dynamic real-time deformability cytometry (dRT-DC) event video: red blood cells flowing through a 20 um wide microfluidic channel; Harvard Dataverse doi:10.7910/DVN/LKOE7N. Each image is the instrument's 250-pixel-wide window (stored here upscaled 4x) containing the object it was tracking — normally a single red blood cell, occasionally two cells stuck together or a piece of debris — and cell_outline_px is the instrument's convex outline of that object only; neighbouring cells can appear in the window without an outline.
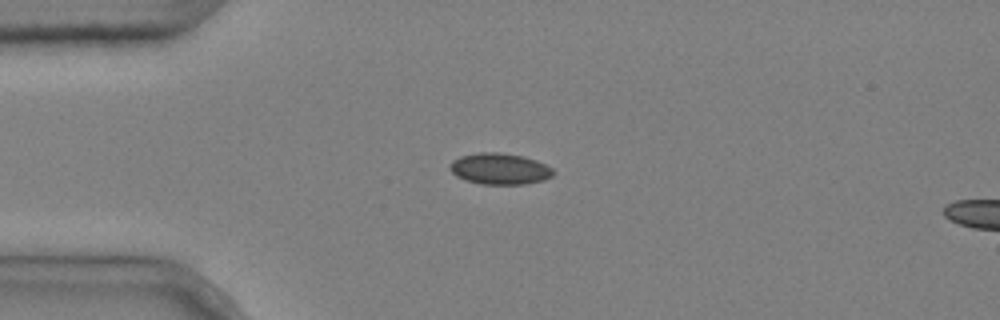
{"species": "common noctule bat (a hibernating species)", "species_latin": "Nyctalus noctula", "temperature_condition": "cold", "stored_images_in_passage": 9, "camera_frame_rate_fps": 3000, "um_per_image_px": 0.085, "animal": {"sex": "male", "body_mass_g": 20.4}, "frame": {"image": 1, "passage_image": 2, "time_ms": 0.333, "image_size_px": [1000, 320], "cell_outline_px": [[556, 172], [552, 176], [544, 180], [524, 184], [480, 184], [456, 176], [448, 168], [452, 160], [460, 156], [480, 152], [500, 152], [524, 156], [536, 160], [552, 168]], "centroid_in_image_um": [42.48, 14.34], "position_along_channel_um": 42.5, "area_um2": 18.9}}
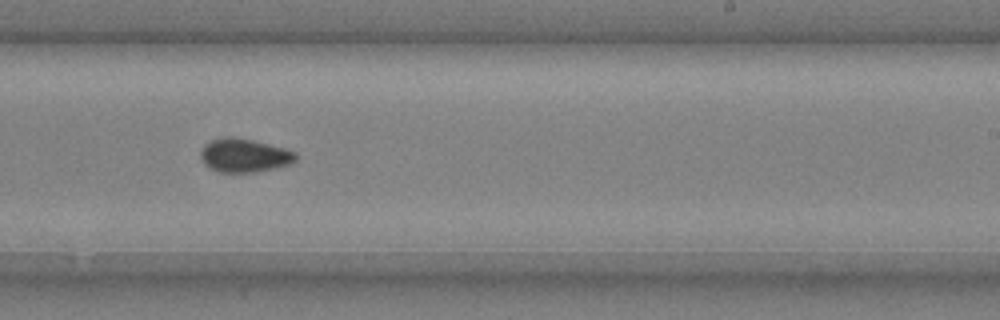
{"frame": {"image": 2, "passage_image": 8, "time_ms": 2.333, "image_size_px": [1000, 320], "cell_outline_px": [[296, 160], [292, 164], [256, 172], [216, 172], [208, 168], [204, 164], [200, 156], [200, 152], [204, 144], [212, 140], [224, 136], [232, 136], [252, 140], [284, 148], [296, 152]], "centroid_in_image_um": [20.74, 13.21], "position_along_channel_um": 268.3, "area_um2": 18.79}}
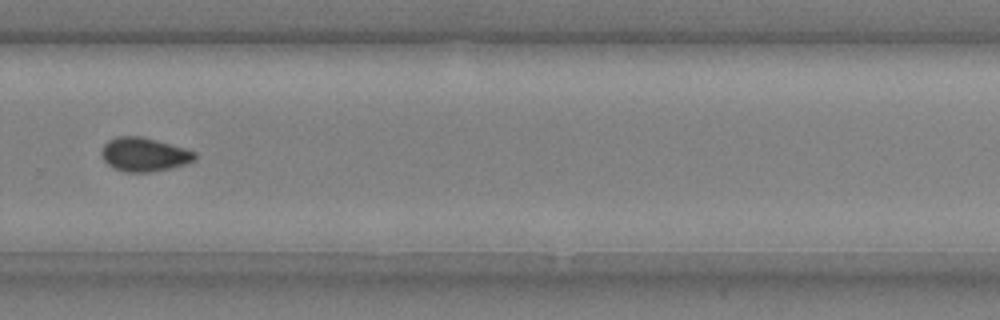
{"frame": {"image": 3, "passage_image": 9, "time_ms": 2.667, "image_size_px": [1000, 320], "cell_outline_px": [[196, 160], [184, 164], [168, 168], [148, 172], [124, 172], [112, 168], [104, 160], [100, 152], [104, 144], [108, 140], [116, 136], [140, 136], [156, 140], [184, 148], [196, 152]], "centroid_in_image_um": [12.22, 13.13], "position_along_channel_um": 317.6, "area_um2": 18.32}}